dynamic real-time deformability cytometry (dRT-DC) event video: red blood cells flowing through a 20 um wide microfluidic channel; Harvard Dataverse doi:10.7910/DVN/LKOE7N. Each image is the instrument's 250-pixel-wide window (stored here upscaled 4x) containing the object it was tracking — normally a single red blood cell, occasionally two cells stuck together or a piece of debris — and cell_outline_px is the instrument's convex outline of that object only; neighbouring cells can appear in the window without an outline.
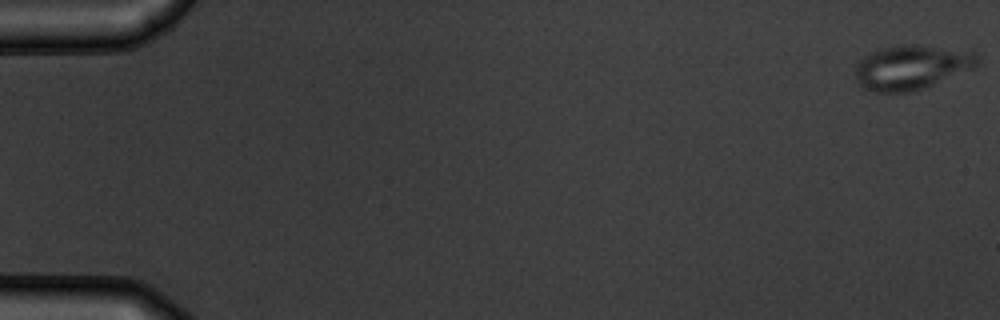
{"species": "common noctule bat (a hibernating species)", "species_latin": "Nyctalus noctula", "temperature_condition": "warm", "stored_images_in_passage": 55, "camera_frame_rate_fps": 3000, "um_per_image_px": 0.085, "animal": {"sex": "male", "body_mass_g": 19.5, "forearm_length_mm": 54.6}, "frame": {"image": 1, "passage_image": 1, "time_ms": 0.0, "image_size_px": [1000, 320], "cell_outline_px": [[980, 60], [976, 68], [932, 84], [908, 92], [876, 92], [860, 88], [856, 80], [856, 64], [864, 56], [872, 52], [884, 48], [900, 44], [916, 44], [972, 48], [980, 52]], "centroid_in_image_um": [77.6, 5.67], "position_along_channel_um": 7.4, "area_um2": 32.54}}
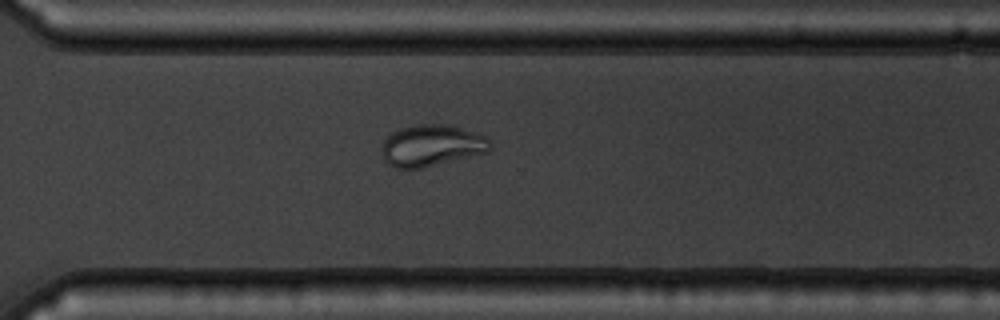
{"frame": {"image": 2, "passage_image": 40, "time_ms": 13.0, "image_size_px": [1000, 320], "cell_outline_px": [[492, 148], [488, 152], [420, 168], [396, 168], [388, 164], [380, 156], [380, 148], [384, 140], [392, 132], [400, 128], [420, 124], [448, 124], [476, 132], [484, 136], [488, 140]], "centroid_in_image_um": [36.65, 12.36], "position_along_channel_um": 334.0, "area_um2": 26.3}}
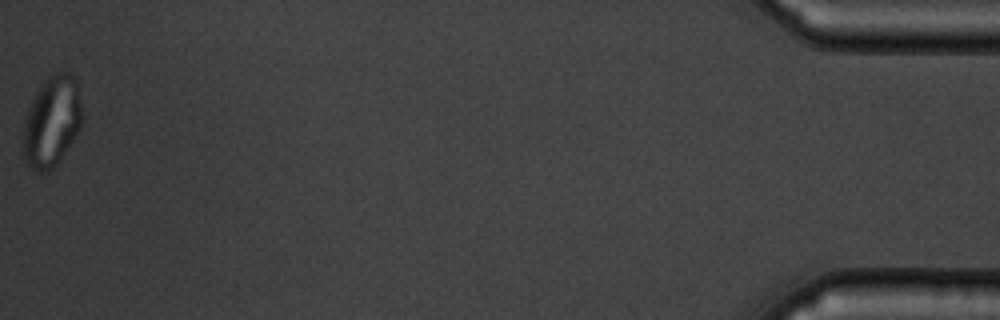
{"frame": {"image": 3, "passage_image": 55, "time_ms": 18.0, "image_size_px": [1000, 320], "cell_outline_px": [[80, 128], [52, 168], [48, 172], [36, 172], [28, 164], [24, 156], [24, 124], [28, 108], [40, 84], [52, 72], [68, 72], [76, 76], [80, 100]], "centroid_in_image_um": [4.39, 10.26], "position_along_channel_um": 430.8, "area_um2": 30.52}, "authors_computed_cell_mechanics": {"area_um2": 28.611, "velocity_mm_per_s": 3.7484, "shape_relaxation_time_tau1_ms": 6.0463, "shape_relaxation_time_tau2_ms": 1.4731, "deformation_change_tau1": 0.1407, "deformation_change_tau2": 0.042}}